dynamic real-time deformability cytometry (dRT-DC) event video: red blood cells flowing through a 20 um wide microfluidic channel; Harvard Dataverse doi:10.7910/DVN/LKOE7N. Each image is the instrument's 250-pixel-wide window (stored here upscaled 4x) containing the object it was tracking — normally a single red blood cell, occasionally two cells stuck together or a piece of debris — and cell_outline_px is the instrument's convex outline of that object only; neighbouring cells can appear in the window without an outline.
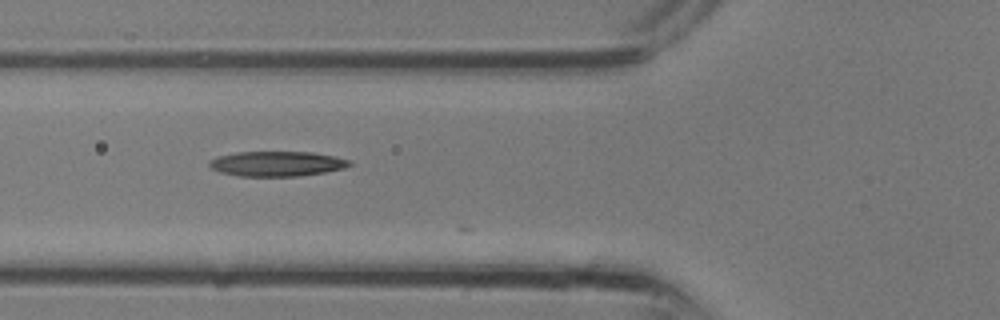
{"species": "common noctule bat (a hibernating species)", "species_latin": "Nyctalus noctula", "temperature_condition": "room temperature", "stored_images_in_passage": 13, "camera_frame_rate_fps": 3000, "um_per_image_px": 0.085, "animal": {"sex": "male", "body_mass_g": 13.3}, "frame": {"image": 1, "passage_image": 5, "time_ms": 1.333, "image_size_px": [1000, 320], "cell_outline_px": [[352, 164], [344, 168], [324, 172], [300, 176], [240, 176], [220, 172], [212, 168], [208, 164], [208, 160], [216, 156], [236, 152], [312, 152], [336, 156], [352, 160]], "centroid_in_image_um": [23.54, 13.91], "position_along_channel_um": 102.3, "area_um2": 20.58}}
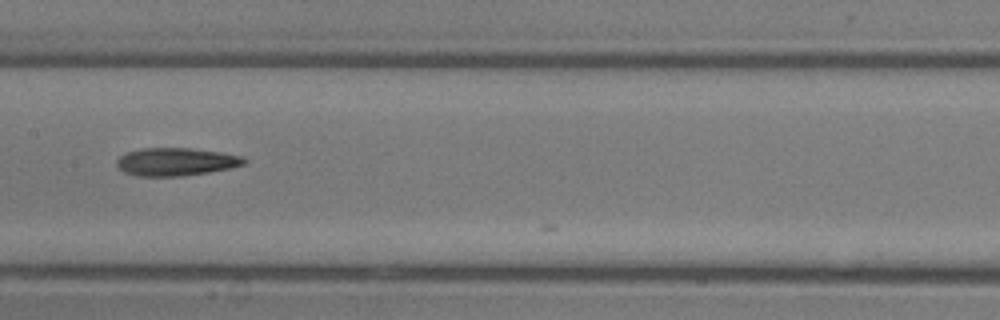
{"frame": {"image": 2, "passage_image": 9, "time_ms": 2.667, "image_size_px": [1000, 320], "cell_outline_px": [[248, 164], [232, 168], [184, 176], [136, 176], [124, 172], [116, 164], [116, 160], [124, 152], [140, 148], [192, 148], [220, 152], [244, 156], [248, 160]], "centroid_in_image_um": [14.99, 13.74], "position_along_channel_um": 192.4, "area_um2": 21.1}}
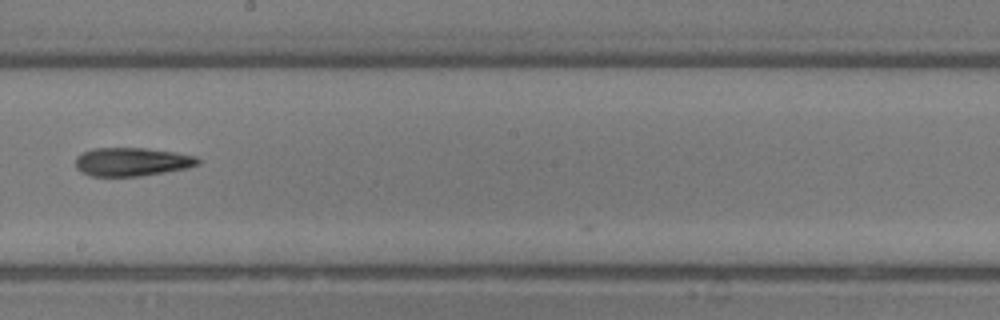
{"frame": {"image": 3, "passage_image": 11, "time_ms": 3.333, "image_size_px": [1000, 320], "cell_outline_px": [[200, 164], [184, 168], [164, 172], [140, 176], [92, 176], [80, 172], [76, 168], [76, 156], [92, 148], [144, 148], [176, 152], [196, 156], [200, 160]], "centroid_in_image_um": [11.19, 13.75], "position_along_channel_um": 237.0, "area_um2": 20.29}}